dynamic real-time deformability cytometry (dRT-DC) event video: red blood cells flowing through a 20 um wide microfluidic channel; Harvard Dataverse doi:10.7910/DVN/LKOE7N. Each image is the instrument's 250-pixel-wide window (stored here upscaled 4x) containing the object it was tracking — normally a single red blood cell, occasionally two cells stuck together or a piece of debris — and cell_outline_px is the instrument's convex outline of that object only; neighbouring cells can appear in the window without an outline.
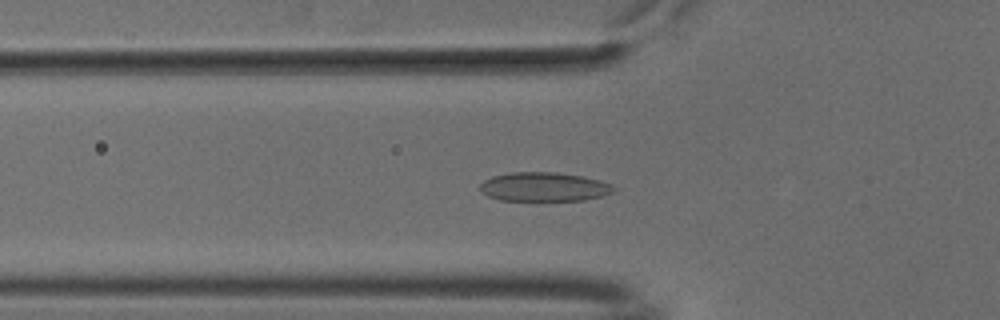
{"species": "common noctule bat (a hibernating species)", "species_latin": "Nyctalus noctula", "temperature_condition": "cold", "stored_images_in_passage": 54, "camera_frame_rate_fps": 3000, "um_per_image_px": 0.085, "animal": {"sex": "male", "body_mass_g": 18.8}, "frame": {"image": 1, "passage_image": 19, "time_ms": 6.0, "image_size_px": [1000, 320], "cell_outline_px": [[616, 192], [584, 200], [500, 200], [488, 196], [480, 188], [480, 184], [484, 180], [492, 176], [512, 172], [556, 172], [580, 176], [600, 180], [612, 184], [616, 188]], "centroid_in_image_um": [46.27, 15.88], "position_along_channel_um": 79.5, "area_um2": 22.54}}
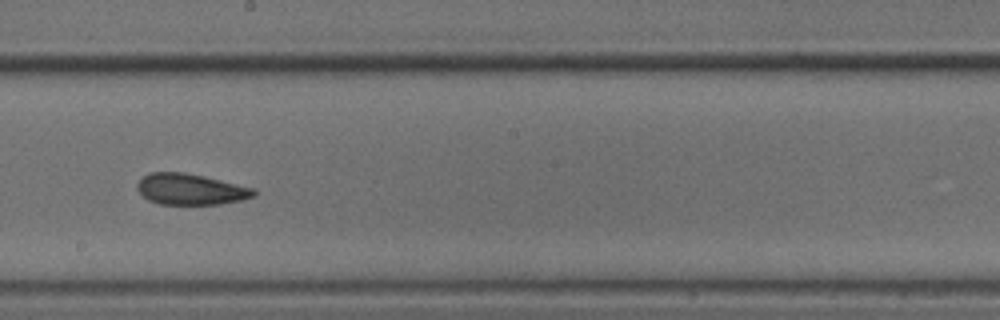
{"frame": {"image": 2, "passage_image": 31, "time_ms": 10.0, "image_size_px": [1000, 320], "cell_outline_px": [[256, 196], [240, 200], [220, 204], [160, 204], [148, 200], [136, 188], [136, 184], [144, 176], [152, 172], [184, 172], [204, 176], [256, 188]], "centroid_in_image_um": [16.23, 16.08], "position_along_channel_um": 232.0, "area_um2": 21.1}}
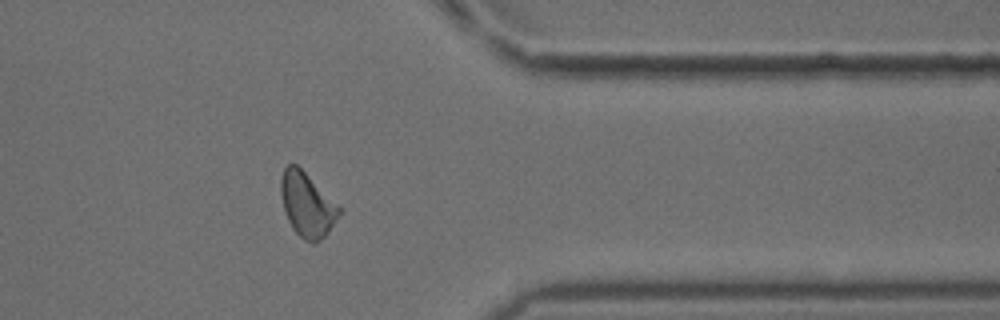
{"frame": {"image": 3, "passage_image": 44, "time_ms": 14.333, "image_size_px": [1000, 320], "cell_outline_px": [[344, 212], [328, 232], [320, 240], [312, 244], [304, 240], [292, 228], [288, 220], [284, 208], [280, 192], [280, 180], [284, 168], [288, 164], [296, 164], [344, 208]], "centroid_in_image_um": [26.16, 17.41], "position_along_channel_um": 385.2, "area_um2": 22.2}}